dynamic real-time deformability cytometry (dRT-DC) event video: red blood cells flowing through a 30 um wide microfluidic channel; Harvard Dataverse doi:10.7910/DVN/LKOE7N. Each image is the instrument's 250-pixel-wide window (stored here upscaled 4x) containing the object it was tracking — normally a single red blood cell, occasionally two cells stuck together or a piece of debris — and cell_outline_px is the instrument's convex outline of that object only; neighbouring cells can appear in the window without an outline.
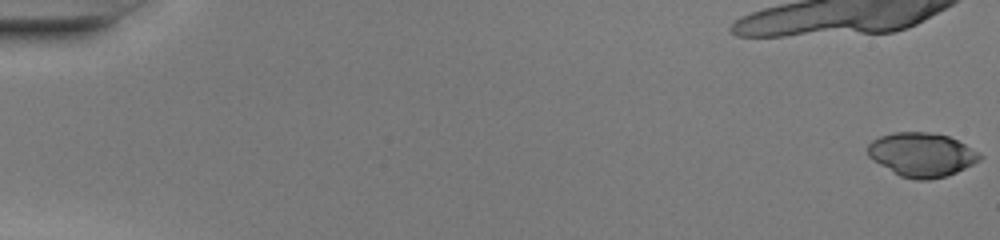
{"species": "common noctule bat (a hibernating species)", "species_latin": "Nyctalus noctula", "temperature_condition": "warm", "stored_images_in_passage": 38, "camera_frame_rate_fps": 3000, "um_per_image_px": 0.085, "animal": {"sex": "female", "body_mass_g": 20.0, "forearm_length_mm": 54.0}, "frame": {"image": 1, "passage_image": 1, "time_ms": 0.0, "image_size_px": [1000, 240], "cell_outline_px": [[984, 156], [980, 160], [956, 172], [944, 176], [928, 180], [916, 180], [900, 176], [872, 160], [868, 156], [868, 144], [872, 140], [880, 136], [892, 132], [928, 132], [948, 136], [980, 152]], "centroid_in_image_um": [78.33, 13.14], "position_along_channel_um": 6.7, "area_um2": 28.61}}